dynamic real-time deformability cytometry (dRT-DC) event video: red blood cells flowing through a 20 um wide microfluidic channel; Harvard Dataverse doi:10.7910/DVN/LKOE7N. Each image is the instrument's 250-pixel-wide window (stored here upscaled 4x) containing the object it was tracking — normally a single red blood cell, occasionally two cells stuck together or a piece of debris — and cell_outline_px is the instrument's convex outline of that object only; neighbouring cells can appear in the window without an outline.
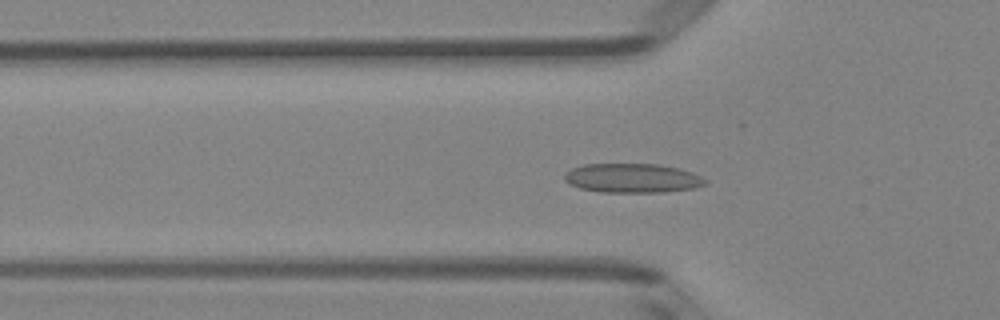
{"species": "Egyptian fruit bat (a non-hibernating species)", "species_latin": "Rousettus aegyptiacus", "temperature_condition": "room temperature", "stored_images_in_passage": 40, "camera_frame_rate_fps": 3000, "um_per_image_px": 0.085, "animal": {"sex": "female"}, "frame": {"image": 1, "passage_image": 6, "time_ms": 1.667, "image_size_px": [1000, 320], "cell_outline_px": [[708, 184], [692, 188], [660, 192], [600, 192], [580, 188], [568, 184], [564, 180], [564, 176], [572, 168], [584, 164], [660, 164], [680, 168], [692, 172], [708, 180]], "centroid_in_image_um": [53.76, 15.14], "position_along_channel_um": 72.0, "area_um2": 24.04}}
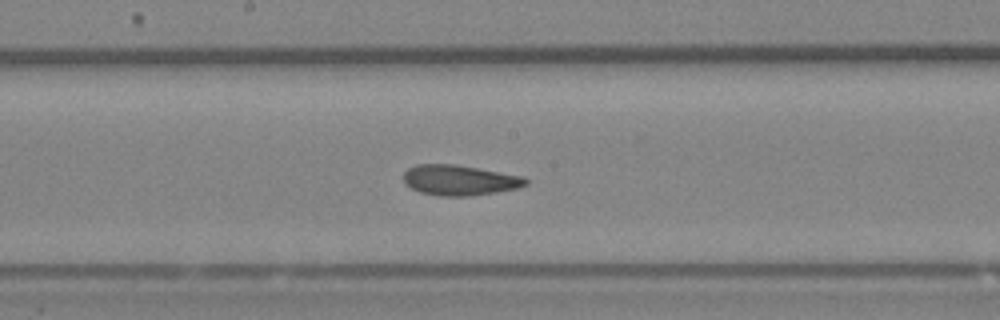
{"frame": {"image": 2, "passage_image": 16, "time_ms": 5.0, "image_size_px": [1000, 320], "cell_outline_px": [[528, 184], [520, 188], [496, 192], [468, 196], [440, 196], [420, 192], [404, 184], [404, 172], [408, 168], [416, 164], [456, 164], [524, 176], [528, 180]], "centroid_in_image_um": [39.08, 15.31], "position_along_channel_um": 209.1, "area_um2": 21.79}}
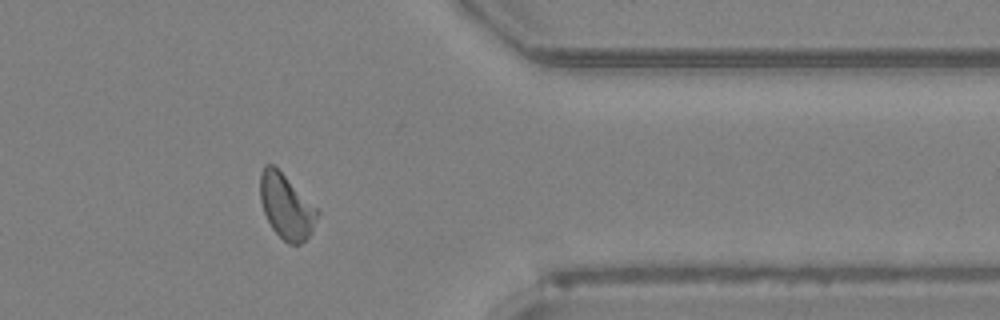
{"frame": {"image": 3, "passage_image": 30, "time_ms": 9.667, "image_size_px": [1000, 320], "cell_outline_px": [[320, 212], [312, 232], [300, 244], [288, 244], [272, 228], [264, 212], [260, 200], [260, 172], [264, 164], [272, 164]], "centroid_in_image_um": [24.32, 17.57], "position_along_channel_um": 387.1, "area_um2": 21.04}, "authors_computed_cell_mechanics": {"area_um2": 21.386, "velocity_mm_per_s": 4.1249, "shape_relaxation_time_tau1_ms": null, "shape_relaxation_time_tau2_ms": 1.7288, "deformation_change_tau1": null, "deformation_change_tau2": 0.0874}}